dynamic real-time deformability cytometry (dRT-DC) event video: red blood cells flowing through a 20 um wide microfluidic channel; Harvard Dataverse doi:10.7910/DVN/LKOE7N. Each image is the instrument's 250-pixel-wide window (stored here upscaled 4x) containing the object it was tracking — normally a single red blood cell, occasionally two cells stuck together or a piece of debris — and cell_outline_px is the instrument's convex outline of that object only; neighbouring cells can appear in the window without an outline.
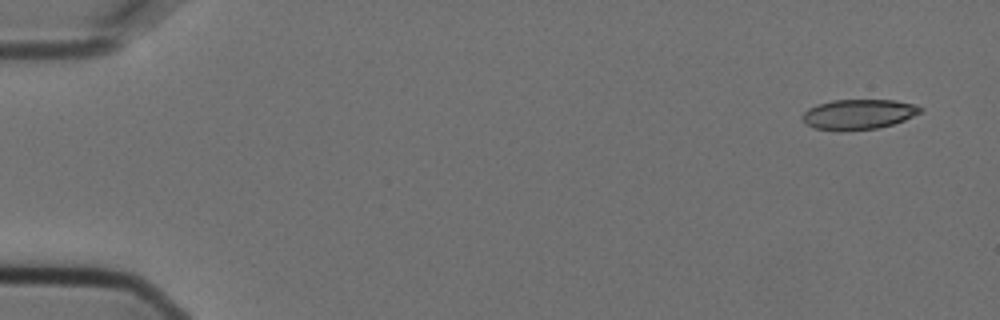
{"species": "Egyptian fruit bat (a non-hibernating species)", "species_latin": "Rousettus aegyptiacus", "temperature_condition": "cold", "stored_images_in_passage": 4, "camera_frame_rate_fps": 3000, "um_per_image_px": 0.085, "animal": {"sex": "female"}, "frame": {"image": 1, "passage_image": 1, "time_ms": 0.0, "image_size_px": [1000, 320], "cell_outline_px": [[924, 108], [920, 112], [904, 120], [892, 124], [876, 128], [836, 132], [812, 128], [804, 124], [800, 116], [808, 108], [832, 100], [896, 100], [916, 104]], "centroid_in_image_um": [72.92, 9.73], "position_along_channel_um": 12.1, "area_um2": 20.98}}